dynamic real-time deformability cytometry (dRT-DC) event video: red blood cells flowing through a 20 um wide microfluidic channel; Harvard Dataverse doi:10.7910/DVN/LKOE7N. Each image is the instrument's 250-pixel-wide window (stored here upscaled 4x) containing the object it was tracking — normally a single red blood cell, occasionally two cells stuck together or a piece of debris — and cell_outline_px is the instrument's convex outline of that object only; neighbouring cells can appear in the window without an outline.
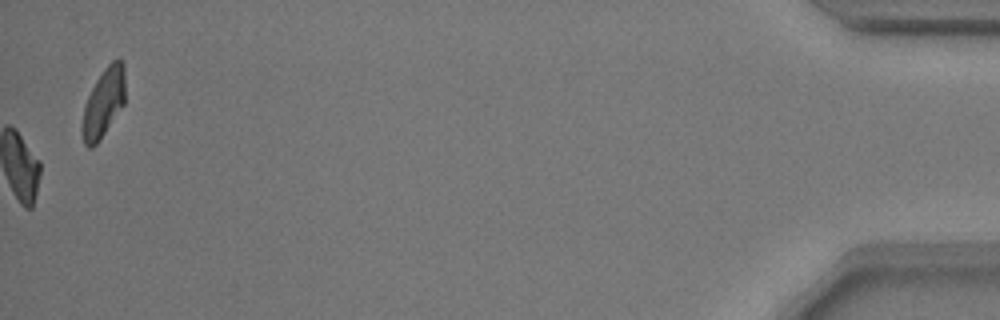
{"species": "common noctule bat (a hibernating species)", "species_latin": "Nyctalus noctula", "temperature_condition": "warm", "stored_images_in_passage": 52, "camera_frame_rate_fps": 3000, "um_per_image_px": 0.085, "animal": {"sex": "male", "body_mass_g": 17.9}, "frame": {"image": 1, "passage_image": 52, "time_ms": 17.0, "image_size_px": [1000, 320], "cell_outline_px": [[124, 104], [96, 144], [92, 148], [88, 148], [84, 144], [80, 132], [80, 124], [84, 104], [96, 80], [104, 68], [116, 56], [120, 56], [124, 60]], "centroid_in_image_um": [8.77, 8.71], "position_along_channel_um": 426.4, "area_um2": 17.57}, "authors_computed_cell_mechanics": {"area_um2": 16.9065, "velocity_mm_per_s": 3.7995, "shape_relaxation_time_tau1_ms": 2.4573, "shape_relaxation_time_tau2_ms": 2.0347, "deformation_change_tau1": 0.1649, "deformation_change_tau2": 0.0939}}